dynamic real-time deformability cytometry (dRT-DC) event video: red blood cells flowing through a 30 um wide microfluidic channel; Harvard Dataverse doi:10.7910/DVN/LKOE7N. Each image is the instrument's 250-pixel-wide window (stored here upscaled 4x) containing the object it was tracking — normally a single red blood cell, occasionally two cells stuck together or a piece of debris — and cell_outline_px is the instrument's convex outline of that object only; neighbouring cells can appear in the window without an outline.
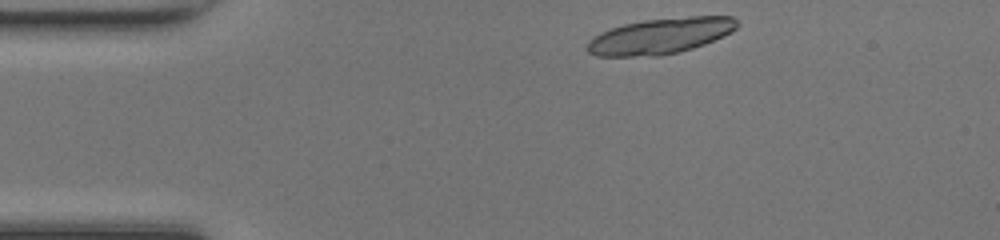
{"species": "common noctule bat (a hibernating species)", "species_latin": "Nyctalus noctula", "temperature_condition": "room temperature", "stored_images_in_passage": 41, "segment_of_instrument_passage": [1, 2], "camera_frame_rate_fps": 3000, "um_per_image_px": 0.085, "animal": {"sex": "female", "body_mass_g": 17.0, "forearm_length_mm": 48.0}, "frame": {"image": 1, "passage_image": 1, "time_ms": 0.0, "image_size_px": [1000, 240], "cell_outline_px": [[740, 24], [732, 32], [724, 36], [704, 44], [692, 48], [660, 56], [596, 56], [588, 52], [584, 48], [588, 40], [600, 32], [624, 24], [644, 20], [688, 16], [732, 16]], "centroid_in_image_um": [56.12, 3.06], "position_along_channel_um": 28.9, "area_um2": 31.44}}